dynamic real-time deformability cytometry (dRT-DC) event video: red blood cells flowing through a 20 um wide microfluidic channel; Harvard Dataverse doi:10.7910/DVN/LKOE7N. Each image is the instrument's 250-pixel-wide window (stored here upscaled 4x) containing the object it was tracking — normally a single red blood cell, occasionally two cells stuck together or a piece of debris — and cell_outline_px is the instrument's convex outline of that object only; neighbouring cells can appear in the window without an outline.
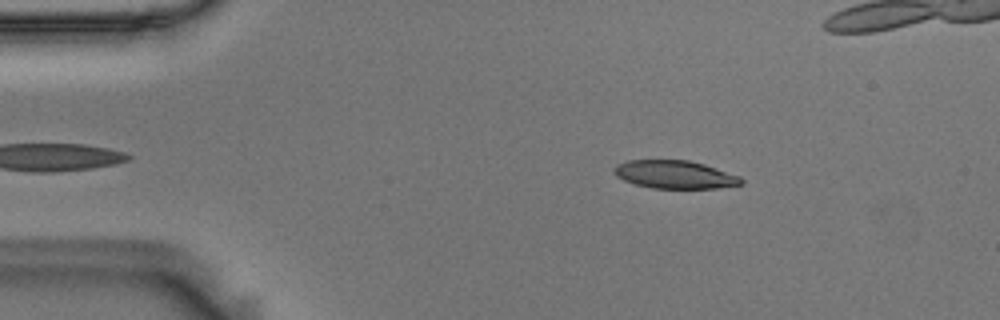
{"species": "Egyptian fruit bat (a non-hibernating species)", "species_latin": "Rousettus aegyptiacus", "temperature_condition": "room temperature", "stored_images_in_passage": 42, "camera_frame_rate_fps": 3000, "um_per_image_px": 0.085, "animal": {"sex": "male"}, "frame": {"image": 1, "passage_image": 4, "time_ms": 1.0, "image_size_px": [1000, 320], "cell_outline_px": [[744, 184], [716, 188], [652, 188], [636, 184], [624, 180], [616, 176], [612, 168], [616, 164], [628, 160], [688, 160], [704, 164], [740, 176], [744, 180]], "centroid_in_image_um": [57.36, 14.83], "position_along_channel_um": 27.6, "area_um2": 20.81}}
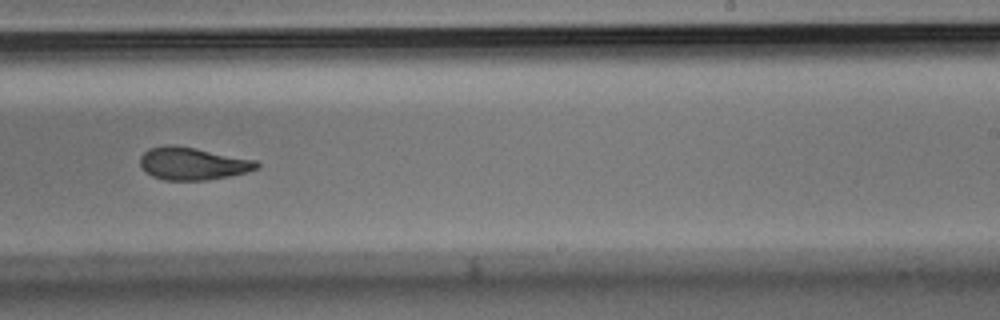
{"frame": {"image": 2, "passage_image": 29, "time_ms": 9.333, "image_size_px": [1000, 320], "cell_outline_px": [[260, 164], [256, 168], [248, 172], [228, 176], [204, 180], [164, 180], [152, 176], [140, 164], [140, 156], [148, 148], [164, 144], [172, 144], [196, 148], [256, 160]], "centroid_in_image_um": [16.36, 13.89], "position_along_channel_um": 272.6, "area_um2": 22.08}}
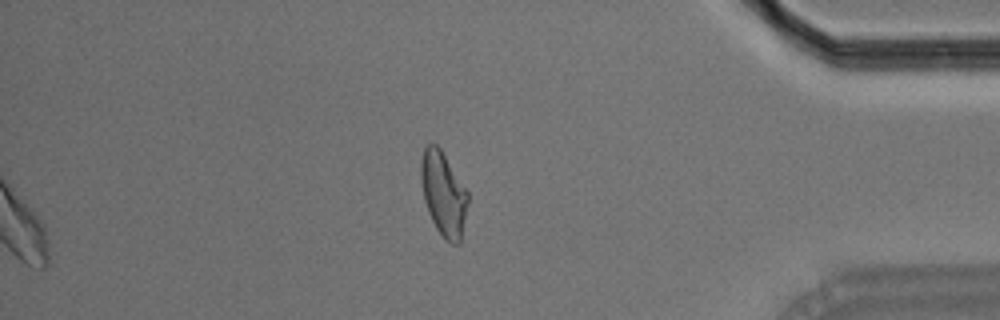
{"frame": {"image": 3, "passage_image": 42, "time_ms": 13.667, "image_size_px": [1000, 320], "cell_outline_px": [[468, 200], [460, 244], [452, 244], [444, 240], [436, 228], [428, 212], [424, 200], [420, 180], [420, 160], [424, 148], [428, 144], [436, 144], [440, 148], [468, 192]], "centroid_in_image_um": [37.67, 16.49], "position_along_channel_um": 397.5, "area_um2": 23.0}, "authors_computed_cell_mechanics": {"area_um2": 22.3975, "velocity_mm_per_s": 3.6326, "shape_relaxation_time_tau1_ms": 5.0173, "shape_relaxation_time_tau2_ms": 2.6685, "deformation_change_tau1": 0.1853, "deformation_change_tau2": 0.0995}}